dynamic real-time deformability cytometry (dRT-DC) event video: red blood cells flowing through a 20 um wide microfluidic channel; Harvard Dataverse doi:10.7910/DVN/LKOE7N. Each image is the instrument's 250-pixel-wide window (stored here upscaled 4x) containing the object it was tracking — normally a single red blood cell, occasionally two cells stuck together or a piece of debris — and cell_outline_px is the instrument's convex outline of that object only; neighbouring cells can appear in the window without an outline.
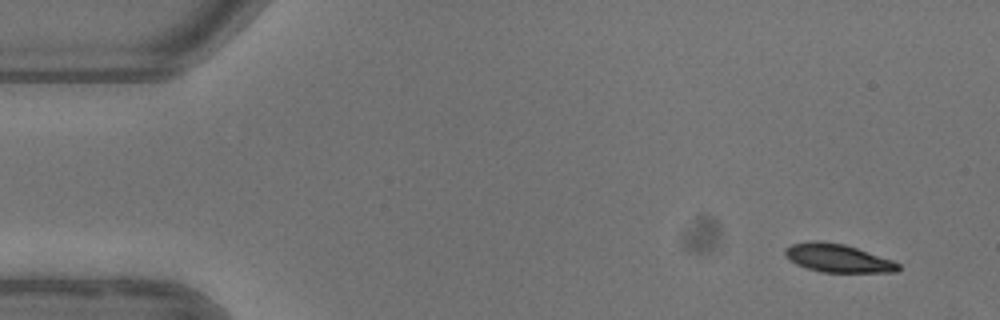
{"species": "common noctule bat (a hibernating species)", "species_latin": "Nyctalus noctula", "temperature_condition": "warm", "stored_images_in_passage": 7, "camera_frame_rate_fps": 3000, "um_per_image_px": 0.085, "animal": {"sex": "female"}, "frame": {"image": 1, "passage_image": 1, "time_ms": 0.0, "image_size_px": [1000, 320], "cell_outline_px": [[900, 268], [896, 272], [820, 272], [796, 264], [784, 256], [784, 248], [792, 244], [808, 240], [812, 240], [844, 244], [892, 260], [900, 264]], "centroid_in_image_um": [71.17, 21.94], "position_along_channel_um": 13.8, "area_um2": 18.55}}
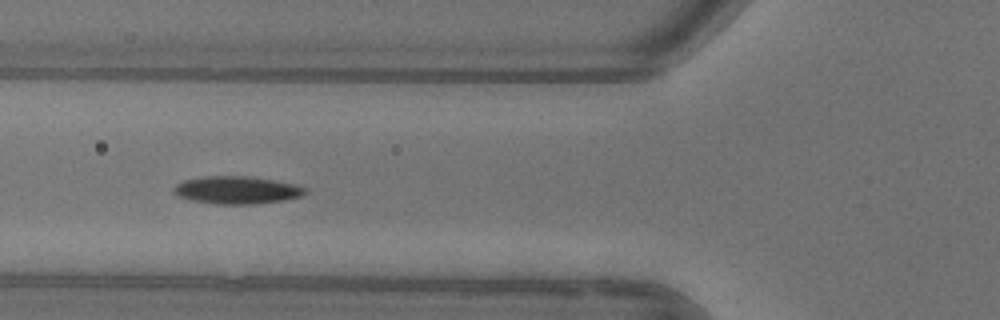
{"frame": {"image": 2, "passage_image": 5, "time_ms": 5.333, "image_size_px": [1000, 320], "cell_outline_px": [[308, 192], [300, 196], [284, 200], [256, 204], [216, 204], [188, 200], [176, 196], [172, 192], [172, 188], [176, 184], [184, 180], [204, 176], [244, 176], [272, 180], [292, 184], [304, 188]], "centroid_in_image_um": [20.04, 16.17], "position_along_channel_um": 105.8, "area_um2": 21.15}}
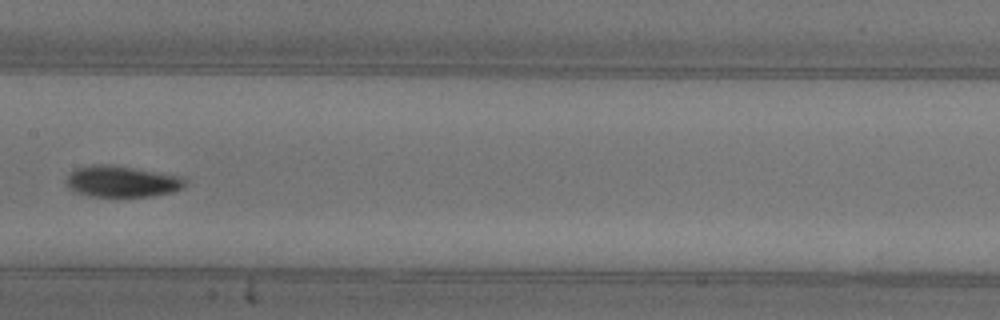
{"frame": {"image": 3, "passage_image": 7, "time_ms": 7.667, "image_size_px": [1000, 320], "cell_outline_px": [[188, 180], [184, 188], [172, 192], [152, 196], [92, 196], [72, 192], [68, 188], [64, 180], [76, 168], [92, 164], [112, 164], [184, 176]], "centroid_in_image_um": [10.38, 15.41], "position_along_channel_um": 197.0, "area_um2": 22.08}}